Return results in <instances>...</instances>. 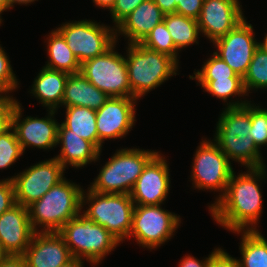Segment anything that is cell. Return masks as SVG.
Masks as SVG:
<instances>
[{"label": "cell", "instance_id": "obj_17", "mask_svg": "<svg viewBox=\"0 0 267 267\" xmlns=\"http://www.w3.org/2000/svg\"><path fill=\"white\" fill-rule=\"evenodd\" d=\"M34 234L28 207L16 204L0 215V242L10 255H23Z\"/></svg>", "mask_w": 267, "mask_h": 267}, {"label": "cell", "instance_id": "obj_16", "mask_svg": "<svg viewBox=\"0 0 267 267\" xmlns=\"http://www.w3.org/2000/svg\"><path fill=\"white\" fill-rule=\"evenodd\" d=\"M238 0H204L197 19L200 32L213 43L245 19Z\"/></svg>", "mask_w": 267, "mask_h": 267}, {"label": "cell", "instance_id": "obj_7", "mask_svg": "<svg viewBox=\"0 0 267 267\" xmlns=\"http://www.w3.org/2000/svg\"><path fill=\"white\" fill-rule=\"evenodd\" d=\"M197 148L191 166L193 187L220 192L216 201L208 206L210 209L225 194L234 170L226 155L213 140L204 138Z\"/></svg>", "mask_w": 267, "mask_h": 267}, {"label": "cell", "instance_id": "obj_49", "mask_svg": "<svg viewBox=\"0 0 267 267\" xmlns=\"http://www.w3.org/2000/svg\"><path fill=\"white\" fill-rule=\"evenodd\" d=\"M259 47L262 48L265 52H267V34L263 42H259Z\"/></svg>", "mask_w": 267, "mask_h": 267}, {"label": "cell", "instance_id": "obj_40", "mask_svg": "<svg viewBox=\"0 0 267 267\" xmlns=\"http://www.w3.org/2000/svg\"><path fill=\"white\" fill-rule=\"evenodd\" d=\"M209 267H241V265L238 259L218 247L212 252Z\"/></svg>", "mask_w": 267, "mask_h": 267}, {"label": "cell", "instance_id": "obj_39", "mask_svg": "<svg viewBox=\"0 0 267 267\" xmlns=\"http://www.w3.org/2000/svg\"><path fill=\"white\" fill-rule=\"evenodd\" d=\"M176 1V14L185 17L198 19L204 0H175Z\"/></svg>", "mask_w": 267, "mask_h": 267}, {"label": "cell", "instance_id": "obj_33", "mask_svg": "<svg viewBox=\"0 0 267 267\" xmlns=\"http://www.w3.org/2000/svg\"><path fill=\"white\" fill-rule=\"evenodd\" d=\"M24 153L17 140L14 129L11 127L0 134V169L11 167Z\"/></svg>", "mask_w": 267, "mask_h": 267}, {"label": "cell", "instance_id": "obj_4", "mask_svg": "<svg viewBox=\"0 0 267 267\" xmlns=\"http://www.w3.org/2000/svg\"><path fill=\"white\" fill-rule=\"evenodd\" d=\"M157 153L135 147L117 150L89 188L104 194H130L143 169Z\"/></svg>", "mask_w": 267, "mask_h": 267}, {"label": "cell", "instance_id": "obj_26", "mask_svg": "<svg viewBox=\"0 0 267 267\" xmlns=\"http://www.w3.org/2000/svg\"><path fill=\"white\" fill-rule=\"evenodd\" d=\"M65 109L66 118L62 124L69 129V134L90 141L99 150L96 110L81 106L65 107Z\"/></svg>", "mask_w": 267, "mask_h": 267}, {"label": "cell", "instance_id": "obj_8", "mask_svg": "<svg viewBox=\"0 0 267 267\" xmlns=\"http://www.w3.org/2000/svg\"><path fill=\"white\" fill-rule=\"evenodd\" d=\"M116 43L103 55L81 64V74L109 97H132L125 55L115 51Z\"/></svg>", "mask_w": 267, "mask_h": 267}, {"label": "cell", "instance_id": "obj_30", "mask_svg": "<svg viewBox=\"0 0 267 267\" xmlns=\"http://www.w3.org/2000/svg\"><path fill=\"white\" fill-rule=\"evenodd\" d=\"M243 84L247 94L250 90H267V52L260 47L254 52Z\"/></svg>", "mask_w": 267, "mask_h": 267}, {"label": "cell", "instance_id": "obj_9", "mask_svg": "<svg viewBox=\"0 0 267 267\" xmlns=\"http://www.w3.org/2000/svg\"><path fill=\"white\" fill-rule=\"evenodd\" d=\"M161 205H135L129 239L134 237L142 247H160L174 235L180 226L181 218Z\"/></svg>", "mask_w": 267, "mask_h": 267}, {"label": "cell", "instance_id": "obj_45", "mask_svg": "<svg viewBox=\"0 0 267 267\" xmlns=\"http://www.w3.org/2000/svg\"><path fill=\"white\" fill-rule=\"evenodd\" d=\"M12 8V1L11 0H0V23H2L1 14L4 11H7Z\"/></svg>", "mask_w": 267, "mask_h": 267}, {"label": "cell", "instance_id": "obj_18", "mask_svg": "<svg viewBox=\"0 0 267 267\" xmlns=\"http://www.w3.org/2000/svg\"><path fill=\"white\" fill-rule=\"evenodd\" d=\"M23 256L27 267H61L73 259L58 232H35Z\"/></svg>", "mask_w": 267, "mask_h": 267}, {"label": "cell", "instance_id": "obj_6", "mask_svg": "<svg viewBox=\"0 0 267 267\" xmlns=\"http://www.w3.org/2000/svg\"><path fill=\"white\" fill-rule=\"evenodd\" d=\"M86 204L89 207L82 211L84 215L103 226L121 243L129 240L135 206L130 194H104L88 187L82 193V209Z\"/></svg>", "mask_w": 267, "mask_h": 267}, {"label": "cell", "instance_id": "obj_12", "mask_svg": "<svg viewBox=\"0 0 267 267\" xmlns=\"http://www.w3.org/2000/svg\"><path fill=\"white\" fill-rule=\"evenodd\" d=\"M253 31L252 24H248L244 19L225 36L213 42L214 48H217L214 53L242 78L248 71L255 50L259 47Z\"/></svg>", "mask_w": 267, "mask_h": 267}, {"label": "cell", "instance_id": "obj_10", "mask_svg": "<svg viewBox=\"0 0 267 267\" xmlns=\"http://www.w3.org/2000/svg\"><path fill=\"white\" fill-rule=\"evenodd\" d=\"M57 30L80 64L103 55L116 43L114 26L99 24L92 20L65 22Z\"/></svg>", "mask_w": 267, "mask_h": 267}, {"label": "cell", "instance_id": "obj_41", "mask_svg": "<svg viewBox=\"0 0 267 267\" xmlns=\"http://www.w3.org/2000/svg\"><path fill=\"white\" fill-rule=\"evenodd\" d=\"M211 254H209L208 257H206L203 260H198L197 258L191 256V255H185L183 256L182 260L179 262L178 267H209L210 265V259H211Z\"/></svg>", "mask_w": 267, "mask_h": 267}, {"label": "cell", "instance_id": "obj_3", "mask_svg": "<svg viewBox=\"0 0 267 267\" xmlns=\"http://www.w3.org/2000/svg\"><path fill=\"white\" fill-rule=\"evenodd\" d=\"M125 57L132 98L145 96L173 75L179 63L171 56L145 48L140 43L128 44Z\"/></svg>", "mask_w": 267, "mask_h": 267}, {"label": "cell", "instance_id": "obj_36", "mask_svg": "<svg viewBox=\"0 0 267 267\" xmlns=\"http://www.w3.org/2000/svg\"><path fill=\"white\" fill-rule=\"evenodd\" d=\"M17 103L9 94H0V134L12 127V115Z\"/></svg>", "mask_w": 267, "mask_h": 267}, {"label": "cell", "instance_id": "obj_19", "mask_svg": "<svg viewBox=\"0 0 267 267\" xmlns=\"http://www.w3.org/2000/svg\"><path fill=\"white\" fill-rule=\"evenodd\" d=\"M164 15L153 0H144L115 27L116 43L118 35L127 37L128 44L141 43Z\"/></svg>", "mask_w": 267, "mask_h": 267}, {"label": "cell", "instance_id": "obj_44", "mask_svg": "<svg viewBox=\"0 0 267 267\" xmlns=\"http://www.w3.org/2000/svg\"><path fill=\"white\" fill-rule=\"evenodd\" d=\"M93 3L97 5V7H101L102 9H111L115 3V0H93Z\"/></svg>", "mask_w": 267, "mask_h": 267}, {"label": "cell", "instance_id": "obj_1", "mask_svg": "<svg viewBox=\"0 0 267 267\" xmlns=\"http://www.w3.org/2000/svg\"><path fill=\"white\" fill-rule=\"evenodd\" d=\"M266 167L232 173L225 194L209 209L218 225L231 232L257 230L263 207L259 183L267 176Z\"/></svg>", "mask_w": 267, "mask_h": 267}, {"label": "cell", "instance_id": "obj_35", "mask_svg": "<svg viewBox=\"0 0 267 267\" xmlns=\"http://www.w3.org/2000/svg\"><path fill=\"white\" fill-rule=\"evenodd\" d=\"M18 81L13 72L7 53L0 44V94H9L18 88Z\"/></svg>", "mask_w": 267, "mask_h": 267}, {"label": "cell", "instance_id": "obj_47", "mask_svg": "<svg viewBox=\"0 0 267 267\" xmlns=\"http://www.w3.org/2000/svg\"><path fill=\"white\" fill-rule=\"evenodd\" d=\"M10 254L4 249L0 242V263L3 262Z\"/></svg>", "mask_w": 267, "mask_h": 267}, {"label": "cell", "instance_id": "obj_46", "mask_svg": "<svg viewBox=\"0 0 267 267\" xmlns=\"http://www.w3.org/2000/svg\"><path fill=\"white\" fill-rule=\"evenodd\" d=\"M84 261L82 259L73 258L67 264L61 267H84Z\"/></svg>", "mask_w": 267, "mask_h": 267}, {"label": "cell", "instance_id": "obj_14", "mask_svg": "<svg viewBox=\"0 0 267 267\" xmlns=\"http://www.w3.org/2000/svg\"><path fill=\"white\" fill-rule=\"evenodd\" d=\"M21 103H17L12 115V128L23 151L27 147L47 150L57 146L59 123L54 119L56 110H47V117L22 118Z\"/></svg>", "mask_w": 267, "mask_h": 267}, {"label": "cell", "instance_id": "obj_32", "mask_svg": "<svg viewBox=\"0 0 267 267\" xmlns=\"http://www.w3.org/2000/svg\"><path fill=\"white\" fill-rule=\"evenodd\" d=\"M195 76H189L190 79H227L242 78L219 56L214 52L211 58L204 62L202 69L194 71Z\"/></svg>", "mask_w": 267, "mask_h": 267}, {"label": "cell", "instance_id": "obj_5", "mask_svg": "<svg viewBox=\"0 0 267 267\" xmlns=\"http://www.w3.org/2000/svg\"><path fill=\"white\" fill-rule=\"evenodd\" d=\"M58 233L62 236L73 258L99 265L120 241L108 230L80 212L69 220Z\"/></svg>", "mask_w": 267, "mask_h": 267}, {"label": "cell", "instance_id": "obj_22", "mask_svg": "<svg viewBox=\"0 0 267 267\" xmlns=\"http://www.w3.org/2000/svg\"><path fill=\"white\" fill-rule=\"evenodd\" d=\"M69 73L42 67L32 84L30 93L48 110H58L62 105L65 83Z\"/></svg>", "mask_w": 267, "mask_h": 267}, {"label": "cell", "instance_id": "obj_13", "mask_svg": "<svg viewBox=\"0 0 267 267\" xmlns=\"http://www.w3.org/2000/svg\"><path fill=\"white\" fill-rule=\"evenodd\" d=\"M136 98L110 97L96 110V126L99 138V151L105 140L123 138L135 123Z\"/></svg>", "mask_w": 267, "mask_h": 267}, {"label": "cell", "instance_id": "obj_48", "mask_svg": "<svg viewBox=\"0 0 267 267\" xmlns=\"http://www.w3.org/2000/svg\"><path fill=\"white\" fill-rule=\"evenodd\" d=\"M12 1V8L14 7L15 3L16 4H24V5H27L28 3H33L34 1H37V0H11Z\"/></svg>", "mask_w": 267, "mask_h": 267}, {"label": "cell", "instance_id": "obj_42", "mask_svg": "<svg viewBox=\"0 0 267 267\" xmlns=\"http://www.w3.org/2000/svg\"><path fill=\"white\" fill-rule=\"evenodd\" d=\"M0 267H27V262L23 255H9Z\"/></svg>", "mask_w": 267, "mask_h": 267}, {"label": "cell", "instance_id": "obj_24", "mask_svg": "<svg viewBox=\"0 0 267 267\" xmlns=\"http://www.w3.org/2000/svg\"><path fill=\"white\" fill-rule=\"evenodd\" d=\"M226 105L217 122L215 135L246 137L251 129L250 102L245 99L229 101Z\"/></svg>", "mask_w": 267, "mask_h": 267}, {"label": "cell", "instance_id": "obj_11", "mask_svg": "<svg viewBox=\"0 0 267 267\" xmlns=\"http://www.w3.org/2000/svg\"><path fill=\"white\" fill-rule=\"evenodd\" d=\"M64 171L63 165L53 157L6 179L13 181L16 204L28 207L62 181Z\"/></svg>", "mask_w": 267, "mask_h": 267}, {"label": "cell", "instance_id": "obj_28", "mask_svg": "<svg viewBox=\"0 0 267 267\" xmlns=\"http://www.w3.org/2000/svg\"><path fill=\"white\" fill-rule=\"evenodd\" d=\"M163 21L179 51L194 43L198 44L200 30L196 19L171 13L165 14Z\"/></svg>", "mask_w": 267, "mask_h": 267}, {"label": "cell", "instance_id": "obj_29", "mask_svg": "<svg viewBox=\"0 0 267 267\" xmlns=\"http://www.w3.org/2000/svg\"><path fill=\"white\" fill-rule=\"evenodd\" d=\"M197 80L204 91L227 102L231 96H248L245 91L243 78L227 79H193Z\"/></svg>", "mask_w": 267, "mask_h": 267}, {"label": "cell", "instance_id": "obj_37", "mask_svg": "<svg viewBox=\"0 0 267 267\" xmlns=\"http://www.w3.org/2000/svg\"><path fill=\"white\" fill-rule=\"evenodd\" d=\"M144 0H115L110 9L114 27H116L125 17H127Z\"/></svg>", "mask_w": 267, "mask_h": 267}, {"label": "cell", "instance_id": "obj_43", "mask_svg": "<svg viewBox=\"0 0 267 267\" xmlns=\"http://www.w3.org/2000/svg\"><path fill=\"white\" fill-rule=\"evenodd\" d=\"M153 1L164 14H171L176 12L175 0H153Z\"/></svg>", "mask_w": 267, "mask_h": 267}, {"label": "cell", "instance_id": "obj_2", "mask_svg": "<svg viewBox=\"0 0 267 267\" xmlns=\"http://www.w3.org/2000/svg\"><path fill=\"white\" fill-rule=\"evenodd\" d=\"M82 193L80 185L64 178L34 201L28 206L34 231L58 232L69 220L77 217L82 211Z\"/></svg>", "mask_w": 267, "mask_h": 267}, {"label": "cell", "instance_id": "obj_23", "mask_svg": "<svg viewBox=\"0 0 267 267\" xmlns=\"http://www.w3.org/2000/svg\"><path fill=\"white\" fill-rule=\"evenodd\" d=\"M213 141L220 147L222 152L230 160L239 162L247 169L262 168L263 156L254 141L252 135L230 136L214 135Z\"/></svg>", "mask_w": 267, "mask_h": 267}, {"label": "cell", "instance_id": "obj_31", "mask_svg": "<svg viewBox=\"0 0 267 267\" xmlns=\"http://www.w3.org/2000/svg\"><path fill=\"white\" fill-rule=\"evenodd\" d=\"M140 44L147 49L167 54L179 63V50L175 47L164 21L157 24Z\"/></svg>", "mask_w": 267, "mask_h": 267}, {"label": "cell", "instance_id": "obj_38", "mask_svg": "<svg viewBox=\"0 0 267 267\" xmlns=\"http://www.w3.org/2000/svg\"><path fill=\"white\" fill-rule=\"evenodd\" d=\"M16 205L15 191L11 179L0 180V215Z\"/></svg>", "mask_w": 267, "mask_h": 267}, {"label": "cell", "instance_id": "obj_25", "mask_svg": "<svg viewBox=\"0 0 267 267\" xmlns=\"http://www.w3.org/2000/svg\"><path fill=\"white\" fill-rule=\"evenodd\" d=\"M46 40L49 60L43 67L51 70L64 71L69 74L80 72V62L57 29L52 30Z\"/></svg>", "mask_w": 267, "mask_h": 267}, {"label": "cell", "instance_id": "obj_27", "mask_svg": "<svg viewBox=\"0 0 267 267\" xmlns=\"http://www.w3.org/2000/svg\"><path fill=\"white\" fill-rule=\"evenodd\" d=\"M240 234L241 267H267V239L258 230L234 231Z\"/></svg>", "mask_w": 267, "mask_h": 267}, {"label": "cell", "instance_id": "obj_15", "mask_svg": "<svg viewBox=\"0 0 267 267\" xmlns=\"http://www.w3.org/2000/svg\"><path fill=\"white\" fill-rule=\"evenodd\" d=\"M159 153L147 163L130 192L135 205H160L169 194L170 169L164 155Z\"/></svg>", "mask_w": 267, "mask_h": 267}, {"label": "cell", "instance_id": "obj_21", "mask_svg": "<svg viewBox=\"0 0 267 267\" xmlns=\"http://www.w3.org/2000/svg\"><path fill=\"white\" fill-rule=\"evenodd\" d=\"M110 97L90 83L81 72L69 74L64 89V107L81 106L98 110Z\"/></svg>", "mask_w": 267, "mask_h": 267}, {"label": "cell", "instance_id": "obj_34", "mask_svg": "<svg viewBox=\"0 0 267 267\" xmlns=\"http://www.w3.org/2000/svg\"><path fill=\"white\" fill-rule=\"evenodd\" d=\"M250 101V122L251 129L249 134L252 135L256 147L260 150L261 146L267 145V109L260 108Z\"/></svg>", "mask_w": 267, "mask_h": 267}, {"label": "cell", "instance_id": "obj_20", "mask_svg": "<svg viewBox=\"0 0 267 267\" xmlns=\"http://www.w3.org/2000/svg\"><path fill=\"white\" fill-rule=\"evenodd\" d=\"M59 144L61 145L60 154L55 158L65 169L68 165L77 169L82 168L100 159L101 152L90 141L78 135L69 134V129L62 123L58 128L57 145Z\"/></svg>", "mask_w": 267, "mask_h": 267}]
</instances>
